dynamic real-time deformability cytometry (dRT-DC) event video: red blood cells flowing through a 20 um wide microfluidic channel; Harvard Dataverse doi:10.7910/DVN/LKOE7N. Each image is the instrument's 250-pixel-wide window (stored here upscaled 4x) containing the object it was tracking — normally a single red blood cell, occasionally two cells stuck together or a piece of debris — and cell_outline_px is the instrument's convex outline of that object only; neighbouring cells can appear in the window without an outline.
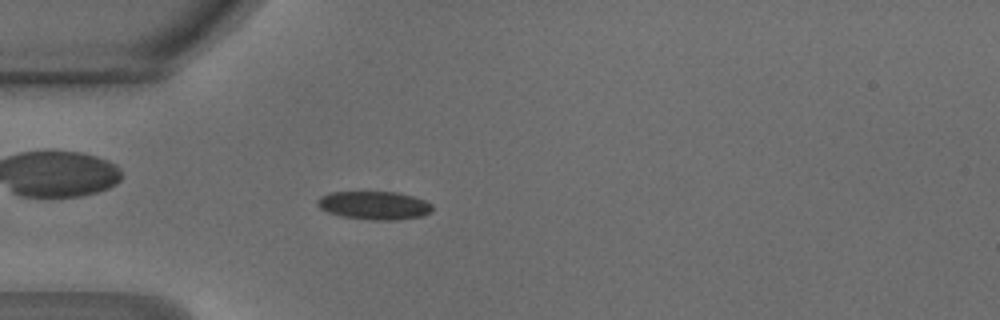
{"species": "common noctule bat (a hibernating species)", "species_latin": "Nyctalus noctula", "temperature_condition": "warm", "stored_images_in_passage": 47, "camera_frame_rate_fps": 3000, "um_per_image_px": 0.085, "animal": {"sex": "male", "body_mass_g": 18.8}, "frame": {"image": 1, "passage_image": 13, "time_ms": 4.0, "image_size_px": [1000, 320], "cell_outline_px": [[432, 212], [424, 216], [396, 220], [368, 220], [344, 216], [328, 212], [320, 208], [316, 204], [316, 200], [320, 196], [328, 192], [396, 192], [412, 196], [424, 200], [432, 204]], "centroid_in_image_um": [31.81, 17.46], "position_along_channel_um": 53.2, "area_um2": 19.07}}
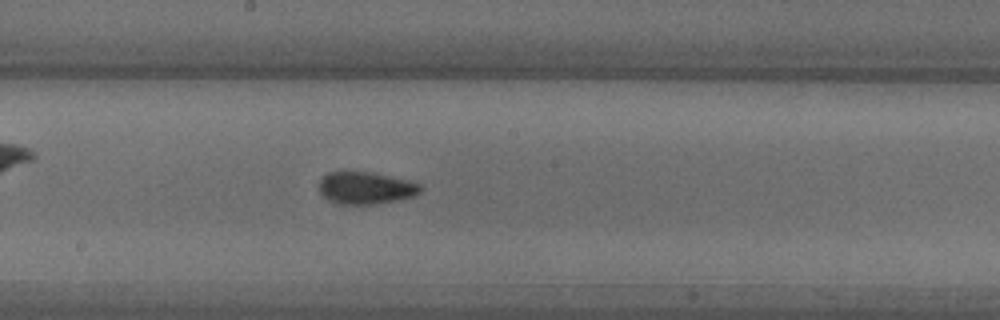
{"frame": {"image": 2, "passage_image": 25, "time_ms": 8.0, "image_size_px": [1000, 320], "cell_outline_px": [[424, 188], [420, 192], [412, 196], [396, 200], [376, 204], [336, 204], [328, 200], [320, 192], [320, 180], [328, 172], [372, 172], [412, 180], [420, 184]], "centroid_in_image_um": [31.12, 15.97], "position_along_channel_um": 217.1, "area_um2": 19.13}}
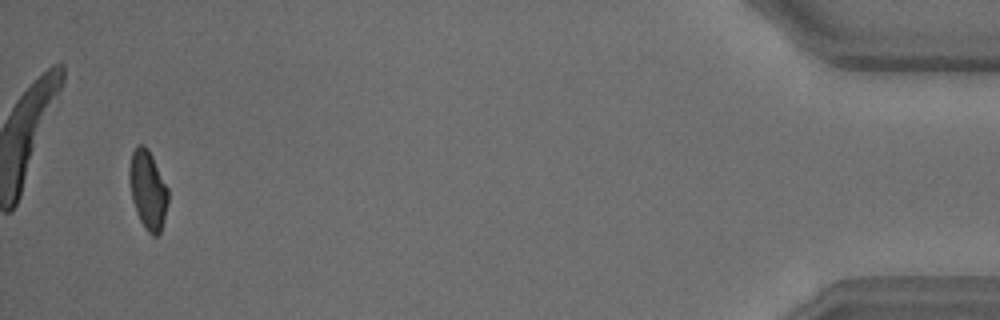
{"frame": {"image": 3, "passage_image": 45, "time_ms": 14.667, "image_size_px": [1000, 320], "cell_outline_px": [[168, 200], [160, 232], [156, 236], [152, 236], [144, 228], [136, 212], [132, 200], [128, 180], [128, 168], [132, 152], [140, 144], [144, 144], [148, 148], [168, 188]], "centroid_in_image_um": [12.54, 16.13], "position_along_channel_um": 422.7, "area_um2": 17.8}, "authors_computed_cell_mechanics": {"area_um2": 18.3226, "velocity_mm_per_s": 4.2718, "shape_relaxation_time_tau1_ms": 4.9085, "shape_relaxation_time_tau2_ms": 1.0305, "deformation_change_tau1": 0.1451, "deformation_change_tau2": 0.0569}}